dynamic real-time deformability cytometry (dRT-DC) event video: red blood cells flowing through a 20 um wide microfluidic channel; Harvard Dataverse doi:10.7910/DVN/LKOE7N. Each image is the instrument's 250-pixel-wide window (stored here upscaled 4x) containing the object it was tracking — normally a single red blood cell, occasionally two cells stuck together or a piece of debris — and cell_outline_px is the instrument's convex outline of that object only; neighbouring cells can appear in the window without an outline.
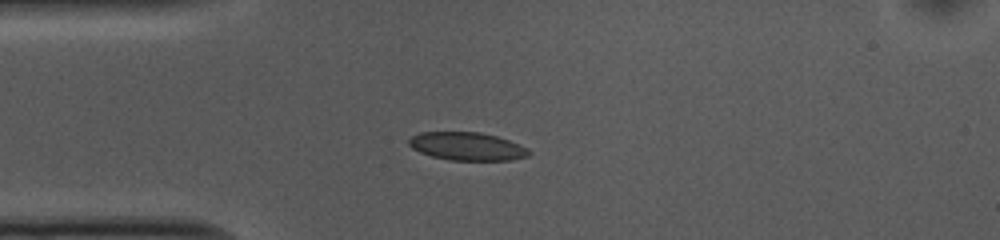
{"species": "common noctule bat (a hibernating species)", "species_latin": "Nyctalus noctula", "temperature_condition": "cold", "stored_images_in_passage": 41, "camera_frame_rate_fps": 3000, "um_per_image_px": 0.085, "animal": {"sex": "female", "body_mass_g": 10.0, "forearm_length_mm": 53.1}, "frame": {"image": 1, "passage_image": 1, "time_ms": 0.0, "image_size_px": [1000, 240], "cell_outline_px": [[532, 152], [528, 156], [512, 160], [448, 160], [432, 156], [420, 152], [412, 148], [408, 144], [408, 140], [412, 136], [420, 132], [480, 132], [496, 136], [508, 140], [528, 148]], "centroid_in_image_um": [39.7, 12.44], "position_along_channel_um": 45.3, "area_um2": 19.65}}
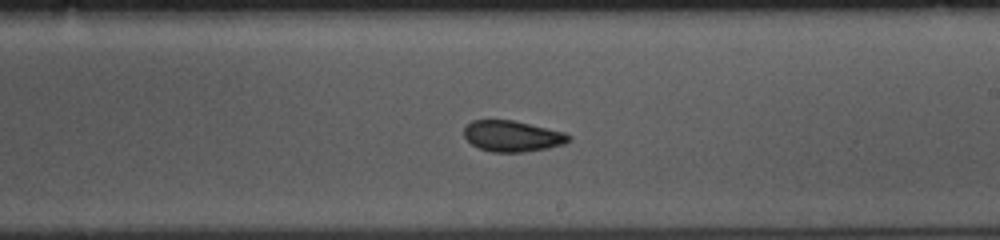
{"frame": {"image": 2, "passage_image": 18, "time_ms": 5.667, "image_size_px": [1000, 240], "cell_outline_px": [[572, 140], [564, 144], [548, 148], [524, 152], [492, 152], [480, 148], [472, 144], [464, 136], [464, 128], [472, 120], [512, 120], [564, 132], [572, 136]], "centroid_in_image_um": [43.57, 11.57], "position_along_channel_um": 245.4, "area_um2": 18.84}}
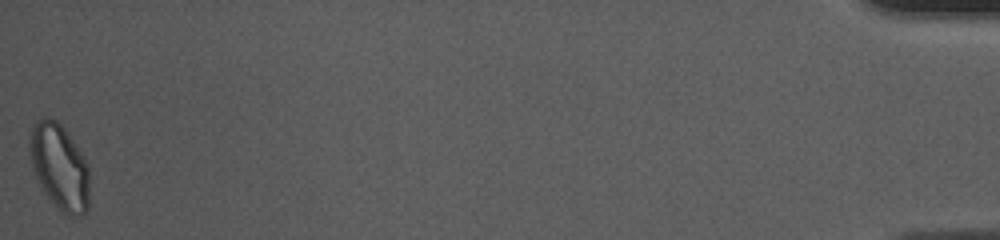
{"frame": {"image": 3, "passage_image": 41, "time_ms": 13.333, "image_size_px": [1000, 240], "cell_outline_px": [[88, 208], [80, 216], [64, 216], [56, 208], [40, 184], [36, 176], [32, 164], [28, 144], [28, 136], [32, 124], [36, 120], [44, 116], [48, 116], [56, 120], [64, 128], [88, 164]], "centroid_in_image_um": [5.03, 14.16], "position_along_channel_um": 430.2, "area_um2": 29.94}, "authors_computed_cell_mechanics": {"area_um2": 19.8832, "velocity_mm_per_s": 3.7272, "shape_relaxation_time_tau1_ms": 3.3721, "shape_relaxation_time_tau2_ms": 2.9406, "deformation_change_tau1": 0.0838, "deformation_change_tau2": 0.0673}}